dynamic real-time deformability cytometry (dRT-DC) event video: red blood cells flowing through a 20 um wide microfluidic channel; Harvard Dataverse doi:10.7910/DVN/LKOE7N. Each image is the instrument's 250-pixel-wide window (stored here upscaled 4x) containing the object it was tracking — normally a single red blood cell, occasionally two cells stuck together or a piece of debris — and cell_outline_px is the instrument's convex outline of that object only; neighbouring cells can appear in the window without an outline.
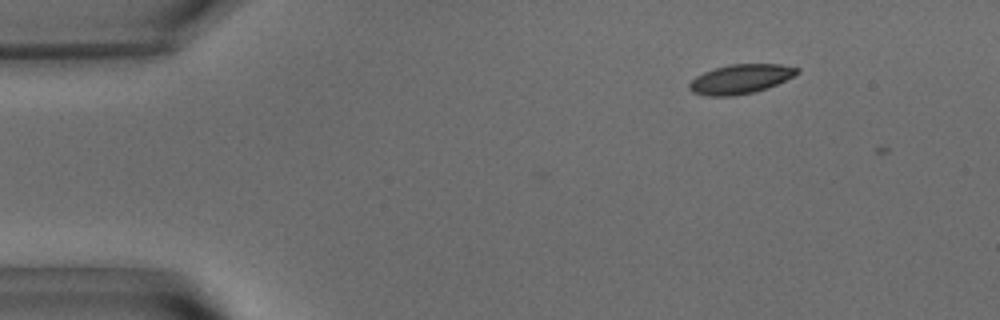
{"species": "common noctule bat (a hibernating species)", "species_latin": "Nyctalus noctula", "temperature_condition": "warm", "stored_images_in_passage": 3, "camera_frame_rate_fps": 3000, "um_per_image_px": 0.085, "animal": {"sex": "male", "body_mass_g": 15.6}, "frame": {"image": 1, "passage_image": 3, "time_ms": 0.667, "image_size_px": [1000, 320], "cell_outline_px": [[800, 72], [776, 84], [752, 92], [732, 96], [708, 96], [692, 92], [688, 88], [688, 84], [696, 76], [704, 72], [728, 64], [780, 64], [800, 68]], "centroid_in_image_um": [62.91, 6.71], "position_along_channel_um": 22.1, "area_um2": 18.21}}